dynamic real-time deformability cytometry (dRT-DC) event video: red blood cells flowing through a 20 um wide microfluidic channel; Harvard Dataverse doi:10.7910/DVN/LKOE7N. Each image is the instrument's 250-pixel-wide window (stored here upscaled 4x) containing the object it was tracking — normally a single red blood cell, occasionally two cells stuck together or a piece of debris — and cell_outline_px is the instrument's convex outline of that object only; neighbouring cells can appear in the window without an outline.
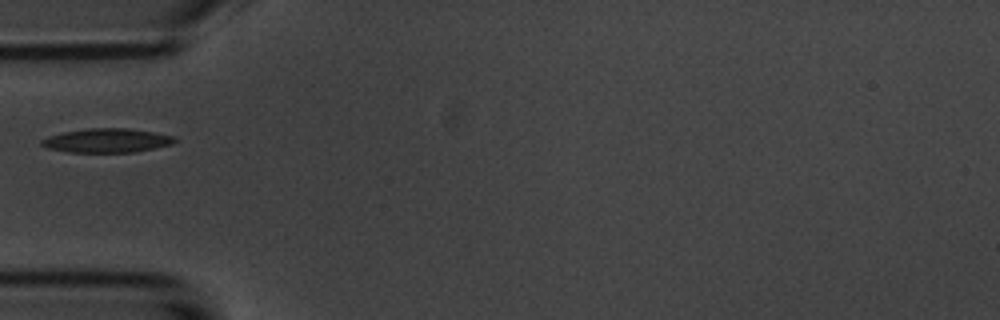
{"species": "common noctule bat (a hibernating species)", "species_latin": "Nyctalus noctula", "temperature_condition": "room temperature", "stored_images_in_passage": 9, "camera_frame_rate_fps": 3000, "um_per_image_px": 0.085, "animal": {"sex": "male", "body_mass_g": 20.1, "forearm_length_mm": 53.5}, "frame": {"image": 1, "passage_image": 6, "time_ms": 6.667, "image_size_px": [1000, 320], "cell_outline_px": [[176, 140], [172, 144], [136, 152], [68, 152], [48, 148], [40, 144], [40, 140], [48, 136], [64, 132], [88, 128], [128, 128], [156, 132], [172, 136]], "centroid_in_image_um": [9.07, 11.94], "position_along_channel_um": 75.9, "area_um2": 18.61}}
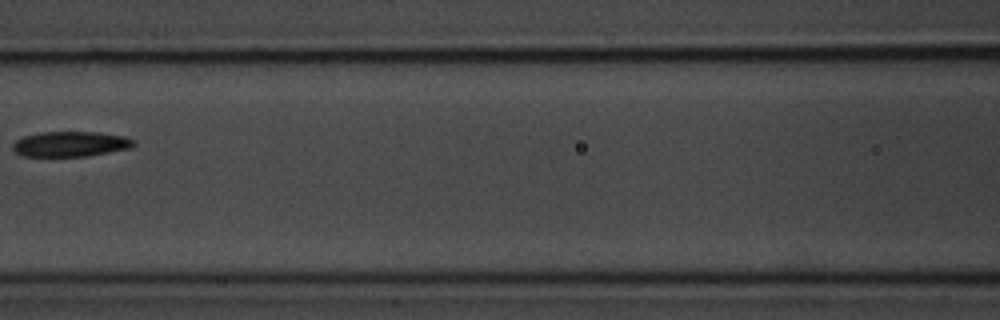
{"frame": {"image": 2, "passage_image": 8, "time_ms": 9.0, "image_size_px": [1000, 320], "cell_outline_px": [[136, 144], [128, 148], [88, 156], [20, 156], [12, 148], [12, 144], [16, 140], [24, 136], [40, 132], [100, 132], [124, 136], [132, 140]], "centroid_in_image_um": [5.95, 12.24], "position_along_channel_um": 160.7, "area_um2": 17.69}}
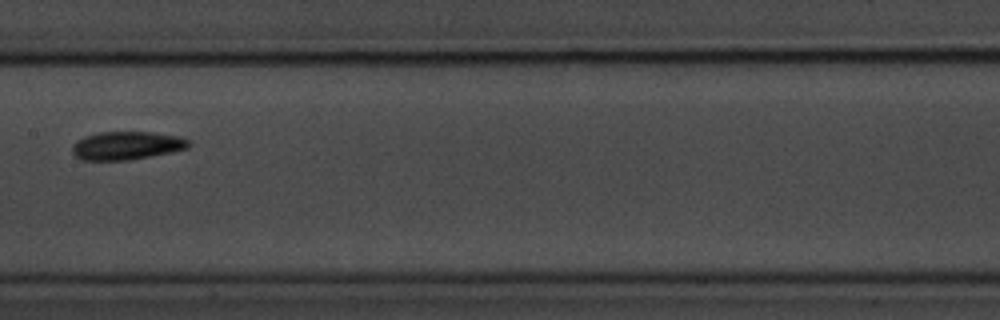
{"frame": {"image": 3, "passage_image": 9, "time_ms": 10.0, "image_size_px": [1000, 320], "cell_outline_px": [[192, 144], [188, 148], [172, 152], [152, 156], [128, 160], [84, 160], [76, 156], [72, 152], [72, 144], [76, 140], [84, 136], [100, 132], [152, 132], [180, 136], [188, 140]], "centroid_in_image_um": [10.78, 12.37], "position_along_channel_um": 196.6, "area_um2": 19.31}}